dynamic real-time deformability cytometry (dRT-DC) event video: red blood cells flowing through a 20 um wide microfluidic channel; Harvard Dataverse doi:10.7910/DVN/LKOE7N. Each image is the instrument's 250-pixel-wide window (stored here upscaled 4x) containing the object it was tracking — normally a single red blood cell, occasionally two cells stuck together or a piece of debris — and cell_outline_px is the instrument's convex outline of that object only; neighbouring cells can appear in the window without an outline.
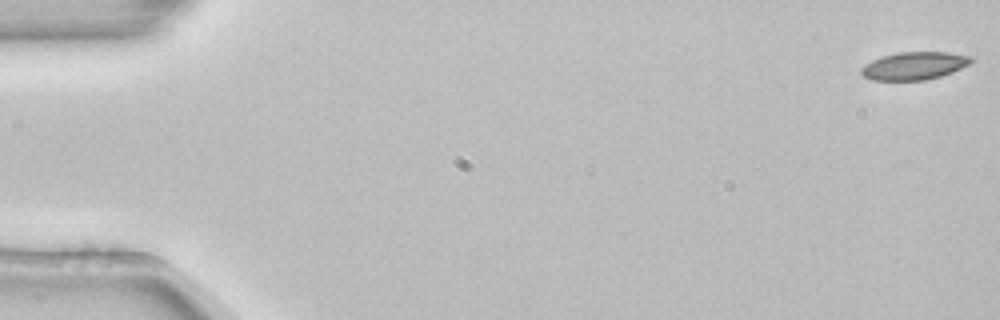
{"species": "common noctule bat (a hibernating species)", "species_latin": "Nyctalus noctula", "temperature_condition": "room temperature", "stored_images_in_passage": 54, "camera_frame_rate_fps": 3000, "um_per_image_px": 0.085, "animal": {"sex": "female", "body_mass_g": 22.7, "forearm_length_mm": 54.2}, "frame": {"image": 1, "passage_image": 1, "time_ms": 0.0, "image_size_px": [1000, 320], "cell_outline_px": [[972, 60], [968, 64], [952, 72], [940, 76], [924, 80], [872, 80], [864, 76], [860, 72], [860, 68], [864, 64], [872, 60], [884, 56], [900, 52], [948, 52], [972, 56]], "centroid_in_image_um": [77.69, 5.59], "position_along_channel_um": 7.3, "area_um2": 17.63}}
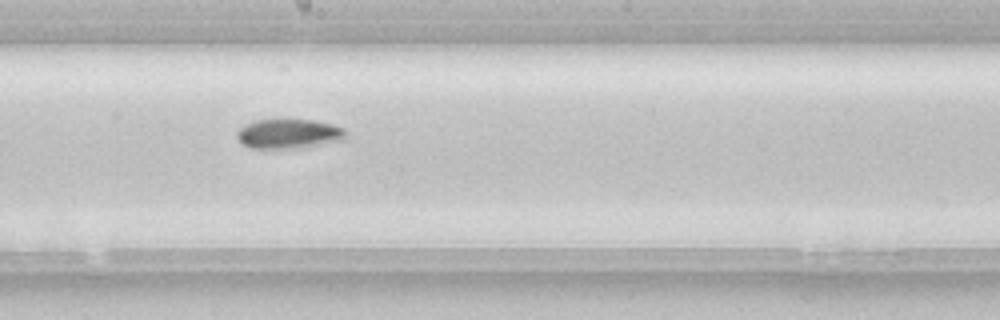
{"frame": {"image": 2, "passage_image": 30, "time_ms": 9.667, "image_size_px": [1000, 320], "cell_outline_px": [[344, 140], [304, 148], [248, 148], [236, 136], [236, 132], [244, 124], [256, 120], [276, 116], [280, 116], [312, 120], [332, 124], [344, 128]], "centroid_in_image_um": [24.51, 11.32], "position_along_channel_um": 223.7, "area_um2": 19.59}}
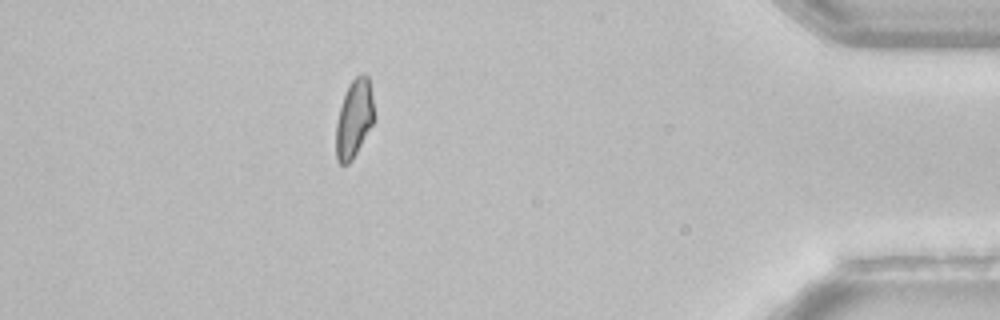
{"frame": {"image": 3, "passage_image": 48, "time_ms": 15.667, "image_size_px": [1000, 320], "cell_outline_px": [[376, 120], [352, 160], [348, 164], [340, 164], [336, 160], [336, 124], [340, 108], [344, 96], [352, 80], [360, 72], [364, 72], [368, 76], [372, 96]], "centroid_in_image_um": [30.13, 10.09], "position_along_channel_um": 405.1, "area_um2": 17.51}, "authors_computed_cell_mechanics": {"area_um2": 18.2359, "velocity_mm_per_s": 3.8436, "shape_relaxation_time_tau1_ms": 7.8657, "shape_relaxation_time_tau2_ms": null, "deformation_change_tau1": 0.1297, "deformation_change_tau2": null}}